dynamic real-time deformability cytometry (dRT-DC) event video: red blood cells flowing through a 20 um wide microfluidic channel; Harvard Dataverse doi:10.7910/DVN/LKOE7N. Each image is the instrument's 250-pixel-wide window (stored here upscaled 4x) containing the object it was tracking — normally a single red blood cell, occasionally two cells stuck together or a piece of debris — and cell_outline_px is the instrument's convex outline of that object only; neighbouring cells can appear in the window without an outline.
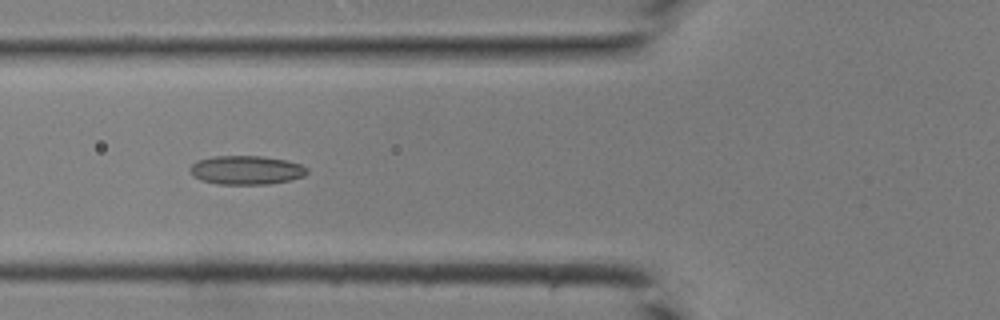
{"species": "common noctule bat (a hibernating species)", "species_latin": "Nyctalus noctula", "temperature_condition": "room temperature", "stored_images_in_passage": 43, "camera_frame_rate_fps": 3000, "um_per_image_px": 0.085, "animal": {"sex": "male", "body_mass_g": 19.0, "forearm_length_mm": 50.8}, "frame": {"image": 1, "passage_image": 17, "time_ms": 5.333, "image_size_px": [1000, 320], "cell_outline_px": [[308, 172], [304, 176], [288, 180], [268, 184], [216, 184], [200, 180], [188, 168], [196, 160], [212, 156], [260, 156], [288, 160], [300, 164], [308, 168]], "centroid_in_image_um": [20.93, 14.45], "position_along_channel_um": 104.9, "area_um2": 19.71}}
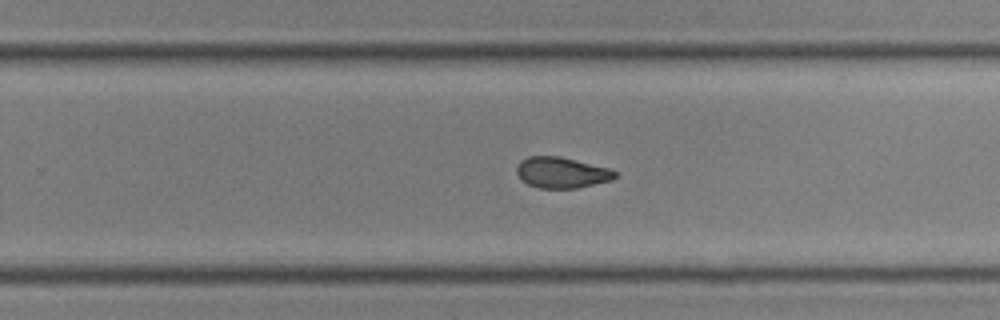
{"frame": {"image": 2, "passage_image": 28, "time_ms": 9.0, "image_size_px": [1000, 320], "cell_outline_px": [[620, 176], [612, 180], [576, 188], [540, 188], [528, 184], [516, 172], [516, 168], [520, 160], [528, 156], [560, 156], [608, 168], [616, 172]], "centroid_in_image_um": [47.75, 14.66], "position_along_channel_um": 282.0, "area_um2": 17.63}}
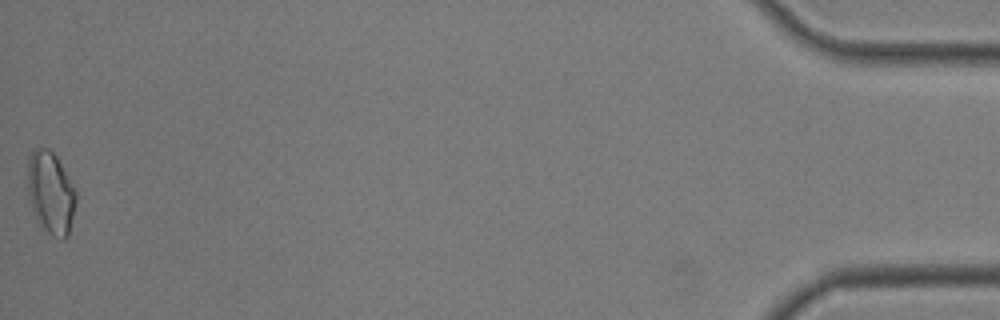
{"frame": {"image": 3, "passage_image": 43, "time_ms": 14.0, "image_size_px": [1000, 320], "cell_outline_px": [[76, 204], [68, 236], [64, 240], [52, 236], [36, 220], [28, 192], [28, 156], [32, 152], [40, 148], [48, 148], [56, 156], [76, 192]], "centroid_in_image_um": [4.32, 16.42], "position_along_channel_um": 430.9, "area_um2": 22.89}}